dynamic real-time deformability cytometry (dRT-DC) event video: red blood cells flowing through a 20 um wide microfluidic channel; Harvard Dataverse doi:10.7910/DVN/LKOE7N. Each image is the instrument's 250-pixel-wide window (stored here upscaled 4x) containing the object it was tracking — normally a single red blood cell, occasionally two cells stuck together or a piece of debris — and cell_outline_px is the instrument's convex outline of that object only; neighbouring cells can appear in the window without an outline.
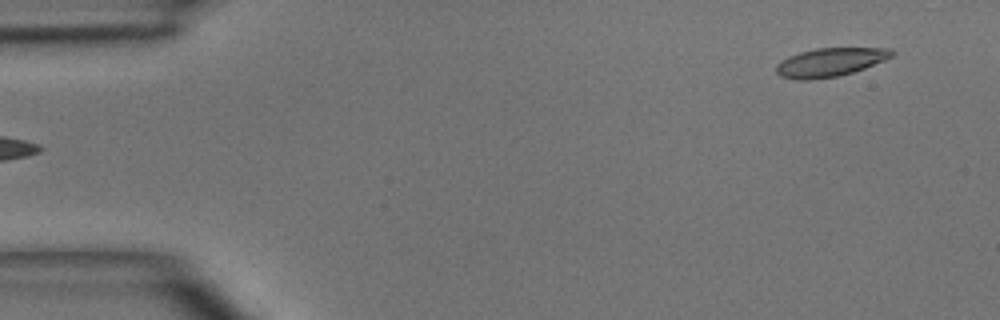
{"species": "common noctule bat (a hibernating species)", "species_latin": "Nyctalus noctula", "temperature_condition": "room temperature", "stored_images_in_passage": 3, "segment_of_instrument_passage": [2, 2], "camera_frame_rate_fps": 3000, "um_per_image_px": 0.085, "animal": {"sex": "male", "body_mass_g": 15.6}, "frame": {"image": 1, "passage_image": 3, "time_ms": 3.333, "image_size_px": [1000, 320], "cell_outline_px": [[896, 52], [892, 56], [884, 60], [864, 68], [840, 76], [808, 80], [796, 80], [780, 76], [776, 72], [776, 64], [780, 60], [788, 56], [800, 52], [816, 48], [892, 48]], "centroid_in_image_um": [70.53, 5.29], "position_along_channel_um": 14.5, "area_um2": 19.36}}